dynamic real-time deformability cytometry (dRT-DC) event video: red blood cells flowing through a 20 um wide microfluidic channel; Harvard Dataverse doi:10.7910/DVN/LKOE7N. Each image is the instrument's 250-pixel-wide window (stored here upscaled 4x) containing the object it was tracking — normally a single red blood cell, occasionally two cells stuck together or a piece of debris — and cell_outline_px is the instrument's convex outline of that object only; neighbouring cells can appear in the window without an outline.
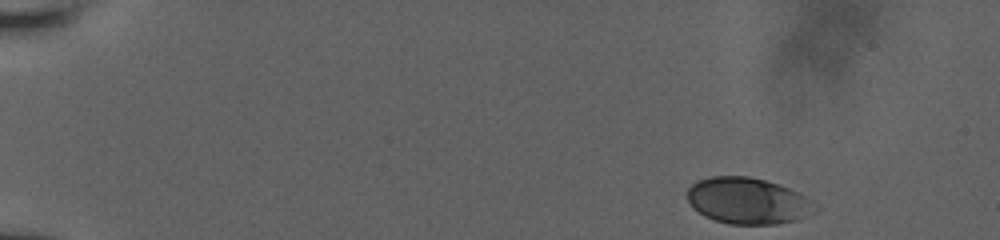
{"species": "human", "species_latin": "Homo sapiens", "temperature_condition": "room temperature", "stored_images_in_passage": 20, "camera_frame_rate_fps": 3000, "um_per_image_px": 0.085, "donor": {"sex": "male"}, "frame": {"image": 1, "passage_image": 1, "time_ms": 0.0, "image_size_px": [1000, 240], "cell_outline_px": [[804, 216], [796, 220], [776, 224], [728, 224], [704, 216], [692, 208], [688, 200], [688, 188], [696, 180], [712, 176], [748, 176], [764, 180], [788, 188], [804, 196]], "centroid_in_image_um": [63.33, 17.05], "position_along_channel_um": 21.7, "area_um2": 33.12}}
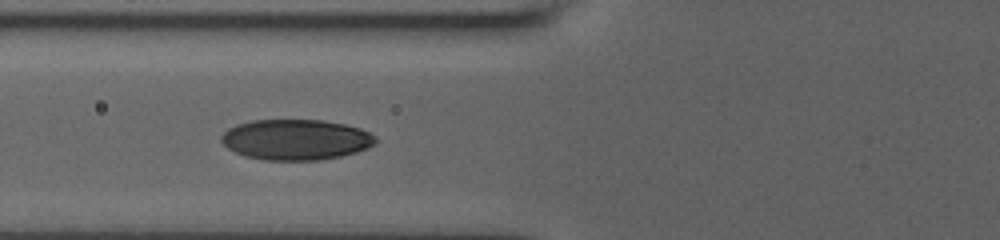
{"frame": {"image": 2, "passage_image": 17, "time_ms": 5.667, "image_size_px": [1000, 240], "cell_outline_px": [[376, 144], [368, 148], [356, 152], [340, 156], [320, 160], [264, 160], [244, 156], [228, 148], [220, 140], [220, 136], [228, 128], [236, 124], [252, 120], [324, 120], [344, 124], [360, 128], [376, 136]], "centroid_in_image_um": [25.14, 11.86], "position_along_channel_um": 100.7, "area_um2": 36.65}}
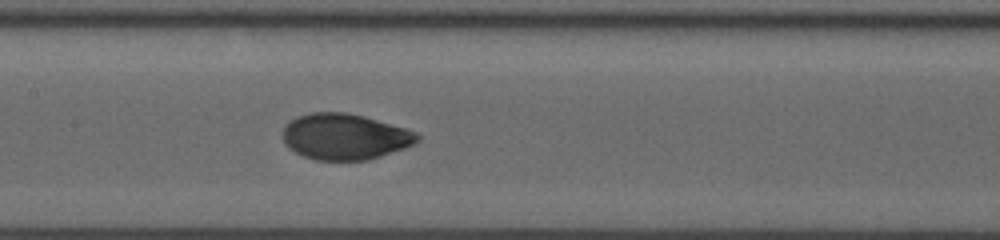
{"frame": {"image": 3, "passage_image": 20, "time_ms": 7.667, "image_size_px": [1000, 240], "cell_outline_px": [[420, 140], [416, 144], [368, 160], [316, 160], [304, 156], [288, 148], [284, 144], [284, 124], [288, 120], [296, 116], [312, 112], [348, 112], [364, 116], [408, 128], [416, 132], [420, 136]], "centroid_in_image_um": [29.32, 11.6], "position_along_channel_um": 178.1, "area_um2": 36.41}}